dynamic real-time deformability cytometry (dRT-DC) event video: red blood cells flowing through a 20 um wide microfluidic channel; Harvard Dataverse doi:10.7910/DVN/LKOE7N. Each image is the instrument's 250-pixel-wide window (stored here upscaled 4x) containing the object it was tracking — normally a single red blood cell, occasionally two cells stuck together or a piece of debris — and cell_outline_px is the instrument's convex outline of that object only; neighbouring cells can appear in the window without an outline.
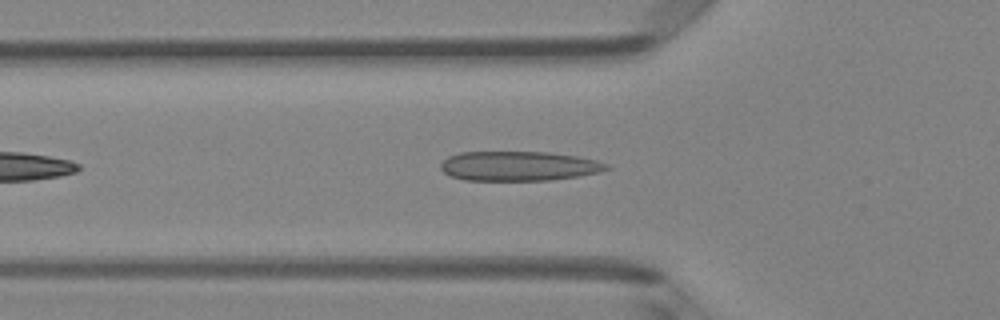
{"species": "Egyptian fruit bat (a non-hibernating species)", "species_latin": "Rousettus aegyptiacus", "temperature_condition": "room temperature", "stored_images_in_passage": 36, "camera_frame_rate_fps": 3000, "um_per_image_px": 0.085, "animal": {"sex": "female"}, "frame": {"image": 1, "passage_image": 6, "time_ms": 1.667, "image_size_px": [1000, 320], "cell_outline_px": [[612, 168], [600, 172], [576, 176], [548, 180], [464, 180], [452, 176], [444, 172], [440, 168], [440, 164], [448, 156], [460, 152], [548, 152], [580, 156], [596, 160], [608, 164]], "centroid_in_image_um": [44.11, 14.1], "position_along_channel_um": 81.7, "area_um2": 28.61}}
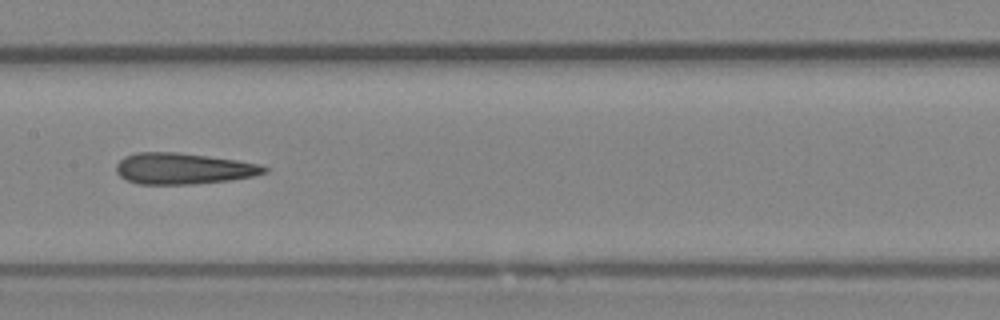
{"frame": {"image": 2, "passage_image": 14, "time_ms": 4.333, "image_size_px": [1000, 320], "cell_outline_px": [[268, 172], [252, 176], [232, 180], [192, 184], [136, 184], [120, 176], [116, 172], [116, 164], [124, 156], [136, 152], [176, 152], [208, 156], [236, 160], [260, 164], [268, 168]], "centroid_in_image_um": [15.56, 14.33], "position_along_channel_um": 191.8, "area_um2": 26.93}}
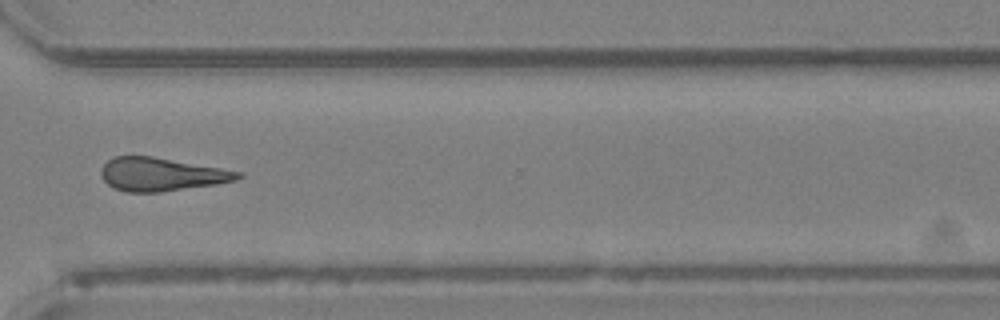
{"frame": {"image": 3, "passage_image": 26, "time_ms": 8.333, "image_size_px": [1000, 320], "cell_outline_px": [[244, 176], [236, 180], [216, 184], [160, 192], [128, 192], [116, 188], [108, 184], [104, 180], [100, 172], [100, 168], [108, 160], [116, 156], [152, 156], [244, 172]], "centroid_in_image_um": [13.74, 14.81], "position_along_channel_um": 356.9, "area_um2": 26.41}, "authors_computed_cell_mechanics": {"area_um2": 26.7036, "velocity_mm_per_s": 4.113, "shape_relaxation_time_tau1_ms": 5.2017, "shape_relaxation_time_tau2_ms": 3.4056, "deformation_change_tau1": 0.1275, "deformation_change_tau2": 0.1534}}